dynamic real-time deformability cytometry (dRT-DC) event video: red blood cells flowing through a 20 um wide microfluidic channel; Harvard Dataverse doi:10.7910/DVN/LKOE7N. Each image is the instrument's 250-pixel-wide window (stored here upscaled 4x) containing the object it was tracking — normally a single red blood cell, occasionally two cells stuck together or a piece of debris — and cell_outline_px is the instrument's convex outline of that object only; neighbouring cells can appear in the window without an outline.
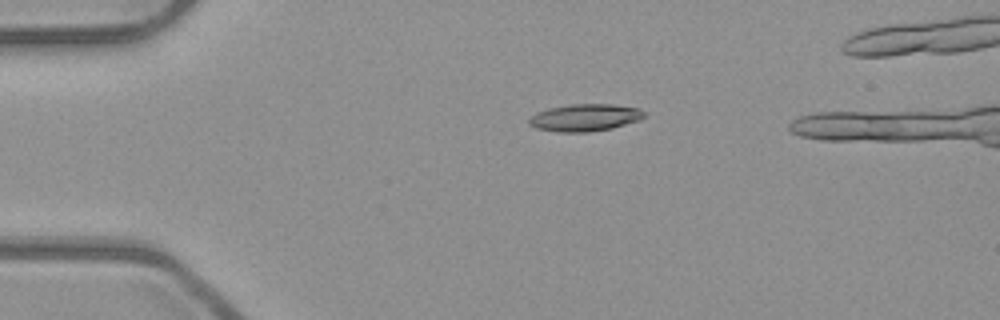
{"species": "common noctule bat (a hibernating species)", "species_latin": "Nyctalus noctula", "temperature_condition": "room temperature", "stored_images_in_passage": 4, "camera_frame_rate_fps": 3000, "um_per_image_px": 0.085, "animal": {"sex": "male", "body_mass_g": 23.1, "forearm_length_mm": 52.7}, "frame": {"image": 1, "passage_image": 2, "time_ms": 0.333, "image_size_px": [1000, 320], "cell_outline_px": [[644, 116], [640, 120], [612, 128], [588, 132], [556, 132], [536, 128], [528, 124], [528, 120], [536, 112], [548, 108], [572, 104], [612, 104], [640, 108], [644, 112]], "centroid_in_image_um": [49.71, 9.99], "position_along_channel_um": 35.3, "area_um2": 18.32}}